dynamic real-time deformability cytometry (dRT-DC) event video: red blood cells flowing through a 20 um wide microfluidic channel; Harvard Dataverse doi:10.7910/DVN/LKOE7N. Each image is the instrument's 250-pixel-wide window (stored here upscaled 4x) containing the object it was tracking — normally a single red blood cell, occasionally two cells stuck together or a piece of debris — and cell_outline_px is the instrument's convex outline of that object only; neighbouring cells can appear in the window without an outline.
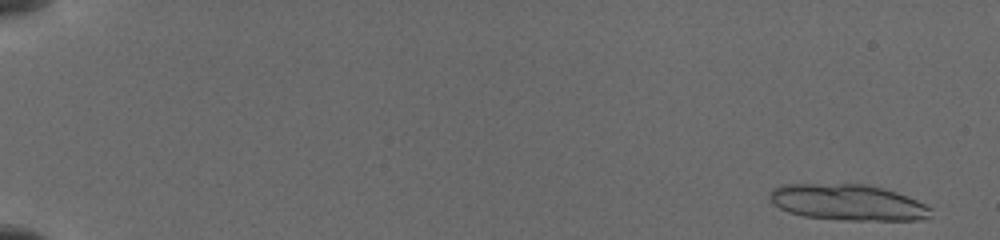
{"species": "common noctule bat (a hibernating species)", "species_latin": "Nyctalus noctula", "temperature_condition": "cold", "stored_images_in_passage": 37, "segment_of_instrument_passage": [1, 2], "camera_frame_rate_fps": 3000, "um_per_image_px": 0.085, "animal": {"sex": "female", "body_mass_g": 19.5, "forearm_length_mm": 54.1}, "frame": {"image": 1, "passage_image": 3, "time_ms": 0.667, "image_size_px": [1000, 240], "cell_outline_px": [[932, 216], [920, 220], [848, 220], [804, 216], [788, 212], [780, 208], [768, 196], [768, 192], [772, 188], [780, 184], [868, 184], [896, 192], [916, 200], [932, 208]], "centroid_in_image_um": [72.06, 17.2], "position_along_channel_um": 12.9, "area_um2": 33.87}}